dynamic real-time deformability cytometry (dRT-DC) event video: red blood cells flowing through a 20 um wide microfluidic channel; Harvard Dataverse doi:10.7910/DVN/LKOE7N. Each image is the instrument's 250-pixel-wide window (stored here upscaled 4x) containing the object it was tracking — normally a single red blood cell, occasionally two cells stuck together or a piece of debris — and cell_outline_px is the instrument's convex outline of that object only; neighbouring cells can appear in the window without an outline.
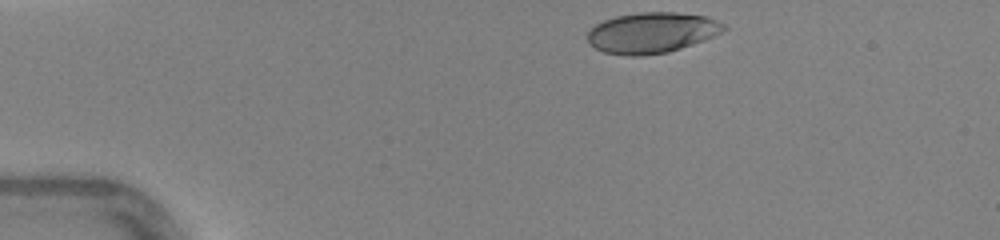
{"species": "human", "species_latin": "Homo sapiens", "temperature_condition": "warm", "stored_images_in_passage": 31, "camera_frame_rate_fps": 3000, "um_per_image_px": 0.085, "donor": {"sex": "female"}, "frame": {"image": 1, "passage_image": 1, "time_ms": 0.0, "image_size_px": [1000, 240], "cell_outline_px": [[728, 28], [704, 40], [668, 52], [640, 56], [632, 56], [604, 52], [588, 44], [588, 32], [596, 24], [604, 20], [616, 16], [640, 12], [676, 12], [704, 16], [716, 20], [724, 24]], "centroid_in_image_um": [55.39, 2.78], "position_along_channel_um": 29.6, "area_um2": 32.08}}
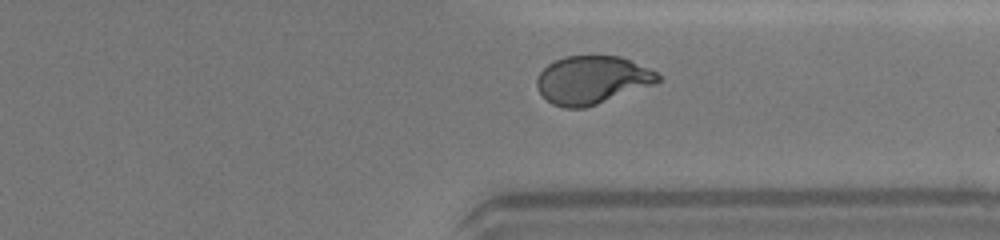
{"frame": {"image": 2, "passage_image": 28, "time_ms": 9.0, "image_size_px": [1000, 240], "cell_outline_px": [[660, 80], [656, 84], [584, 108], [564, 108], [552, 104], [536, 88], [536, 80], [540, 72], [548, 64], [556, 60], [568, 56], [620, 56], [632, 60], [656, 72], [660, 76]], "centroid_in_image_um": [50.33, 6.8], "position_along_channel_um": 361.1, "area_um2": 33.81}, "authors_computed_cell_mechanics": {"area_um2": 33.8708, "velocity_mm_per_s": 4.4096, "shape_relaxation_time_tau1_ms": 4.2132, "shape_relaxation_time_tau2_ms": null, "deformation_change_tau1": 0.2098, "deformation_change_tau2": null}}